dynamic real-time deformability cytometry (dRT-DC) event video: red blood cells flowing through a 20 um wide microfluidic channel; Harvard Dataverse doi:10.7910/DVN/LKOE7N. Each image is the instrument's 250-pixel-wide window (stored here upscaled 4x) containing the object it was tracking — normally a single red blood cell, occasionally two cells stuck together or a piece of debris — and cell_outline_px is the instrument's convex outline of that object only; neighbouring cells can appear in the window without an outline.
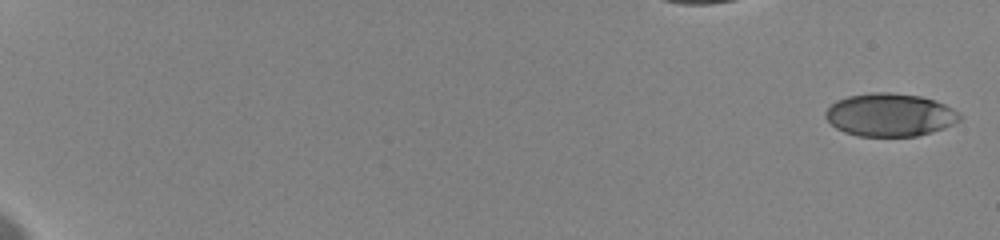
{"species": "human", "species_latin": "Homo sapiens", "temperature_condition": "cold", "stored_images_in_passage": 13, "camera_frame_rate_fps": 3000, "um_per_image_px": 0.085, "donor": {"sex": "female"}, "frame": {"image": 1, "passage_image": 1, "time_ms": 0.0, "image_size_px": [1000, 240], "cell_outline_px": [[960, 120], [944, 128], [932, 132], [916, 136], [856, 136], [844, 132], [836, 128], [824, 116], [824, 112], [836, 100], [848, 96], [876, 92], [888, 92], [920, 96], [936, 100], [952, 108], [960, 116]], "centroid_in_image_um": [75.62, 9.77], "position_along_channel_um": 9.4, "area_um2": 33.52}}
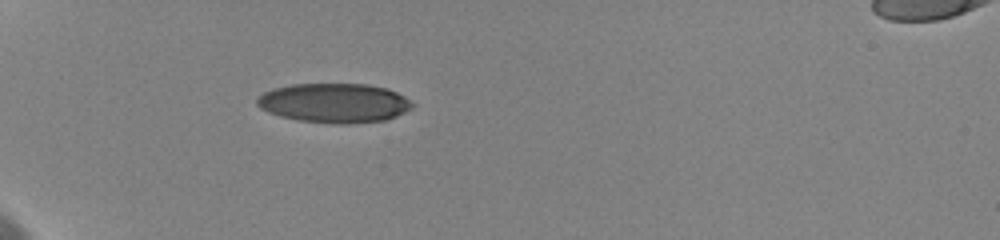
{"frame": {"image": 2, "passage_image": 11, "time_ms": 6.667, "image_size_px": [1000, 240], "cell_outline_px": [[412, 108], [396, 116], [384, 120], [348, 124], [332, 124], [300, 120], [280, 116], [268, 112], [260, 108], [256, 104], [256, 96], [272, 88], [292, 84], [368, 84], [384, 88], [396, 92], [404, 96], [412, 104]], "centroid_in_image_um": [28.36, 8.75], "position_along_channel_um": 56.6, "area_um2": 35.66}}